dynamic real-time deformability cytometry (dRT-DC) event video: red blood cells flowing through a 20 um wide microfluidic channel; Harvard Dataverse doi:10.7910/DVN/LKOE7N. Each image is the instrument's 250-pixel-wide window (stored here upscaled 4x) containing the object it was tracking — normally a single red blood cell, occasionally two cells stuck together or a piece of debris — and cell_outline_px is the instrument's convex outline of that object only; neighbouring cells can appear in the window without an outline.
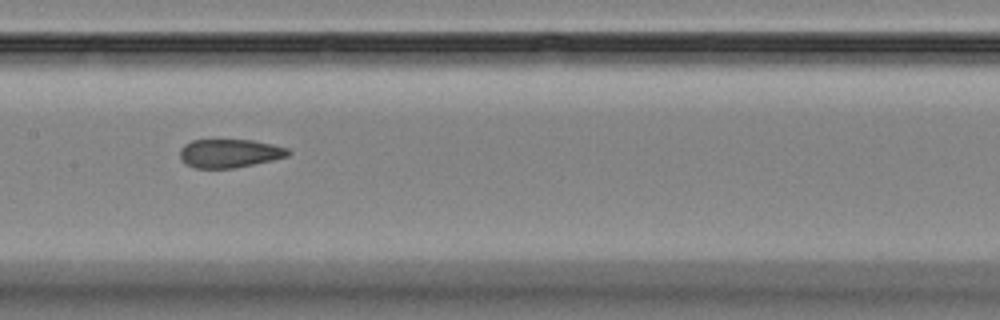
{"species": "Egyptian fruit bat (a non-hibernating species)", "species_latin": "Rousettus aegyptiacus", "temperature_condition": "room temperature", "stored_images_in_passage": 15, "camera_frame_rate_fps": 3000, "um_per_image_px": 0.085, "animal": {"sex": "female"}, "frame": {"image": 1, "passage_image": 8, "time_ms": 9.0, "image_size_px": [1000, 320], "cell_outline_px": [[292, 152], [288, 156], [272, 160], [232, 168], [196, 168], [180, 160], [180, 148], [184, 144], [192, 140], [252, 140], [272, 144], [288, 148]], "centroid_in_image_um": [19.51, 13.02], "position_along_channel_um": 187.9, "area_um2": 17.92}}
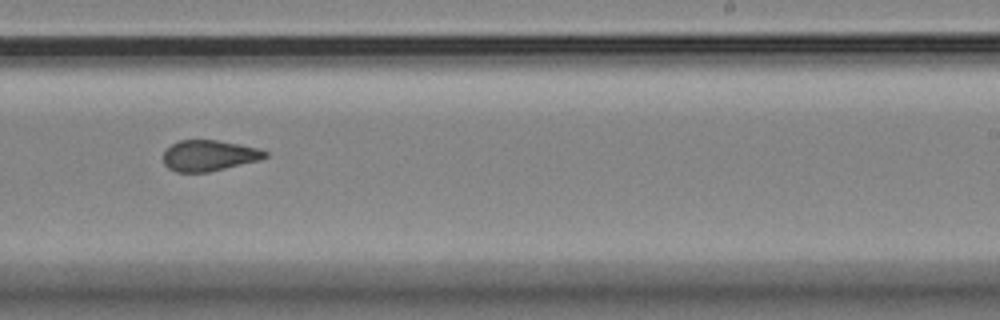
{"frame": {"image": 2, "passage_image": 10, "time_ms": 11.333, "image_size_px": [1000, 320], "cell_outline_px": [[268, 156], [256, 160], [208, 172], [176, 172], [168, 168], [164, 164], [164, 152], [172, 144], [180, 140], [216, 140], [240, 144], [260, 148], [268, 152]], "centroid_in_image_um": [17.75, 13.21], "position_along_channel_um": 271.2, "area_um2": 18.09}}
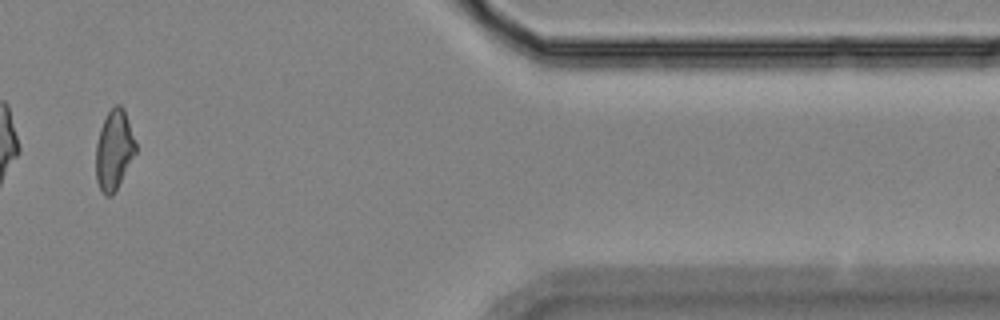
{"frame": {"image": 3, "passage_image": 13, "time_ms": 16.0, "image_size_px": [1000, 320], "cell_outline_px": [[136, 152], [112, 196], [104, 196], [96, 180], [96, 144], [100, 128], [108, 112], [116, 104], [120, 104], [124, 108], [136, 144]], "centroid_in_image_um": [9.68, 12.74], "position_along_channel_um": 401.7, "area_um2": 18.26}, "authors_computed_cell_mechanics": {"area_um2": 19.3052, "velocity_mm_per_s": 3.5893, "shape_relaxation_time_tau1_ms": null, "shape_relaxation_time_tau2_ms": 3.8701, "deformation_change_tau1": null, "deformation_change_tau2": 0.0532}}